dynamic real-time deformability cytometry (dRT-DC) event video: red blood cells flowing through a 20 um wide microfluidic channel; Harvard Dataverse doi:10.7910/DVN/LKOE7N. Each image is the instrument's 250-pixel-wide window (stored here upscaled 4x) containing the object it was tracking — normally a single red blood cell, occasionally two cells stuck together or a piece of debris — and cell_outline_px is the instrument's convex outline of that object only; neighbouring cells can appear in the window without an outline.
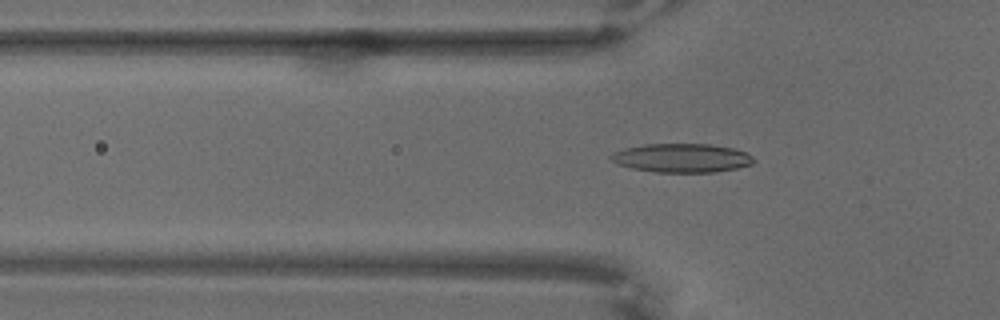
{"species": "common noctule bat (a hibernating species)", "species_latin": "Nyctalus noctula", "temperature_condition": "warm", "stored_images_in_passage": 68, "camera_frame_rate_fps": 3000, "um_per_image_px": 0.085, "animal": {"sex": "male", "body_mass_g": 18.8}, "frame": {"image": 1, "passage_image": 23, "time_ms": 7.333, "image_size_px": [1000, 320], "cell_outline_px": [[756, 160], [752, 164], [736, 168], [716, 172], [652, 172], [632, 168], [616, 164], [608, 156], [612, 152], [624, 148], [644, 144], [708, 144], [732, 148], [744, 152], [752, 156]], "centroid_in_image_um": [57.91, 13.43], "position_along_channel_um": 67.9, "area_um2": 24.04}}
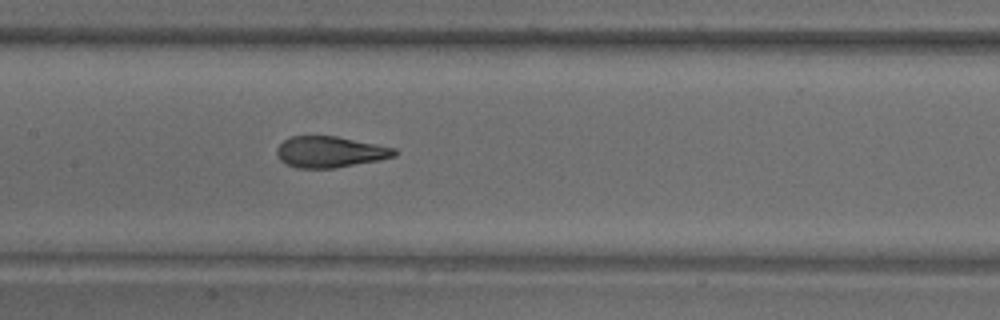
{"frame": {"image": 2, "passage_image": 34, "time_ms": 11.0, "image_size_px": [1000, 320], "cell_outline_px": [[396, 156], [380, 160], [336, 168], [296, 168], [284, 164], [280, 160], [276, 152], [276, 148], [284, 140], [292, 136], [336, 136], [396, 148]], "centroid_in_image_um": [28.04, 12.92], "position_along_channel_um": 179.4, "area_um2": 21.44}}
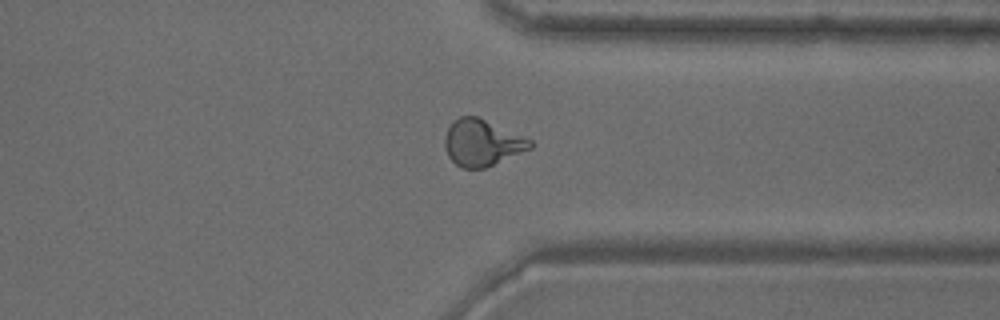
{"frame": {"image": 3, "passage_image": 53, "time_ms": 17.333, "image_size_px": [1000, 320], "cell_outline_px": [[532, 148], [484, 168], [464, 168], [456, 164], [448, 156], [444, 144], [444, 136], [452, 120], [460, 116], [476, 116], [532, 140]], "centroid_in_image_um": [40.94, 12.13], "position_along_channel_um": 370.5, "area_um2": 22.83}}